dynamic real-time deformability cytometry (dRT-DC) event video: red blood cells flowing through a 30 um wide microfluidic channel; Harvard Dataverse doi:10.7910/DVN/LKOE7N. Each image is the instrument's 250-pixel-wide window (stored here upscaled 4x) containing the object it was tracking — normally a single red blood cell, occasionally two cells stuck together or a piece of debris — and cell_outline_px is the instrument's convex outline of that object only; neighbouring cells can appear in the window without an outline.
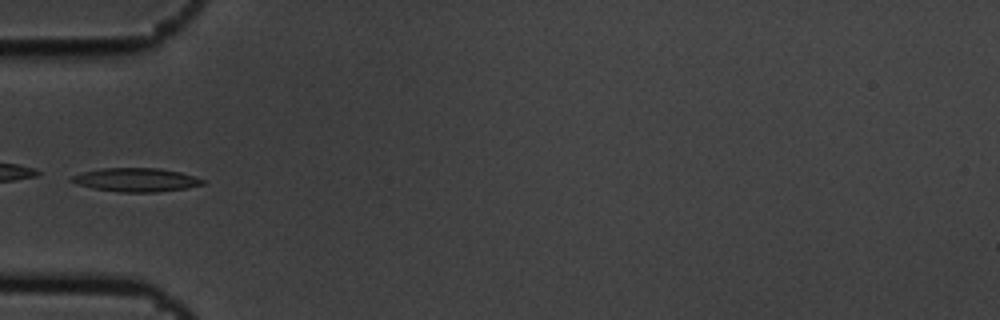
{"species": "common noctule bat (a hibernating species)", "species_latin": "Nyctalus noctula", "temperature_condition": "cold", "stored_images_in_passage": 6, "camera_frame_rate_fps": 3000, "um_per_image_px": 0.085, "animal": {"sex": "male", "body_mass_g": 19.5, "forearm_length_mm": 54.6}, "frame": {"image": 1, "passage_image": 6, "time_ms": 1.667, "image_size_px": [1000, 320], "cell_outline_px": [[204, 184], [188, 188], [156, 192], [120, 192], [92, 188], [76, 184], [68, 180], [72, 176], [84, 172], [100, 168], [160, 168], [180, 172], [196, 176], [204, 180]], "centroid_in_image_um": [11.57, 15.28], "position_along_channel_um": 73.4, "area_um2": 18.15}}